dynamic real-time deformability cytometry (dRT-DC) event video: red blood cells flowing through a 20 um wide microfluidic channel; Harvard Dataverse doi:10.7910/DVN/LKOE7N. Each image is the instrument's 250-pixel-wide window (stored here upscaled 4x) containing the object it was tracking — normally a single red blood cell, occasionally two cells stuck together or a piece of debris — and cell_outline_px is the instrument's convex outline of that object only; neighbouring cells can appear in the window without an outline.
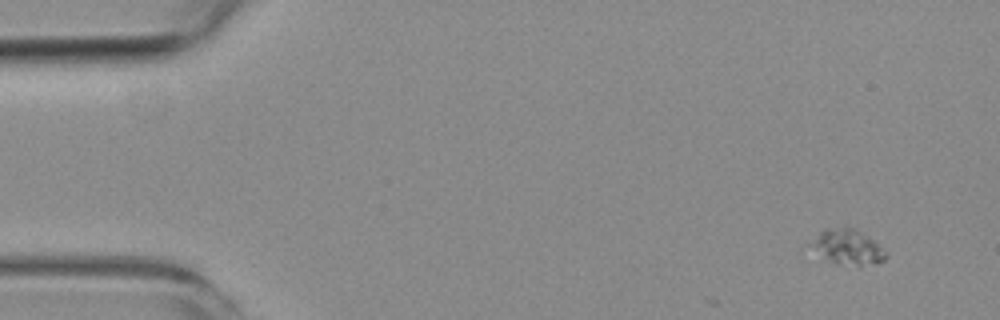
{"species": "common noctule bat (a hibernating species)", "species_latin": "Nyctalus noctula", "temperature_condition": "room temperature", "stored_images_in_passage": 4, "camera_frame_rate_fps": 3000, "um_per_image_px": 0.085, "animal": {"sex": "female", "body_mass_g": 19.3, "forearm_length_mm": 54.1}, "frame": {"image": 1, "passage_image": 1, "time_ms": 0.0, "image_size_px": [1000, 320], "cell_outline_px": [[888, 256], [884, 260], [876, 264], [836, 264], [824, 256], [808, 244], [824, 228], [856, 228], [884, 248], [888, 252]], "centroid_in_image_um": [72.1, 20.98], "position_along_channel_um": 12.9, "area_um2": 14.97}}
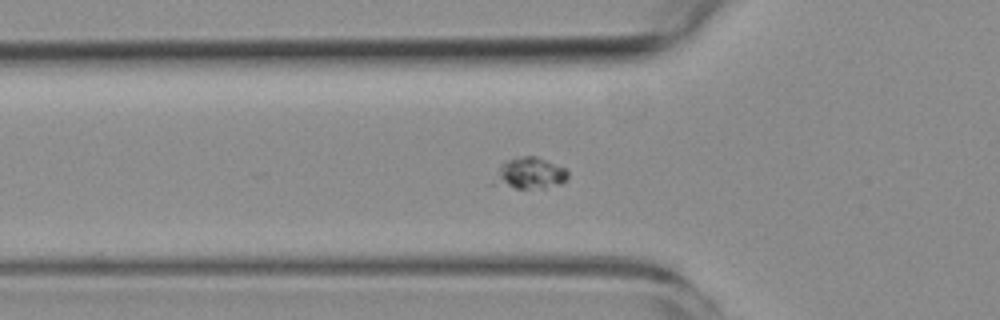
{"frame": {"image": 2, "passage_image": 4, "time_ms": 5.0, "image_size_px": [1000, 320], "cell_outline_px": [[568, 176], [560, 184], [544, 188], [516, 188], [488, 184], [500, 164], [504, 160], [516, 156], [536, 156], [568, 168]], "centroid_in_image_um": [44.95, 14.72], "position_along_channel_um": 80.9, "area_um2": 14.1}}